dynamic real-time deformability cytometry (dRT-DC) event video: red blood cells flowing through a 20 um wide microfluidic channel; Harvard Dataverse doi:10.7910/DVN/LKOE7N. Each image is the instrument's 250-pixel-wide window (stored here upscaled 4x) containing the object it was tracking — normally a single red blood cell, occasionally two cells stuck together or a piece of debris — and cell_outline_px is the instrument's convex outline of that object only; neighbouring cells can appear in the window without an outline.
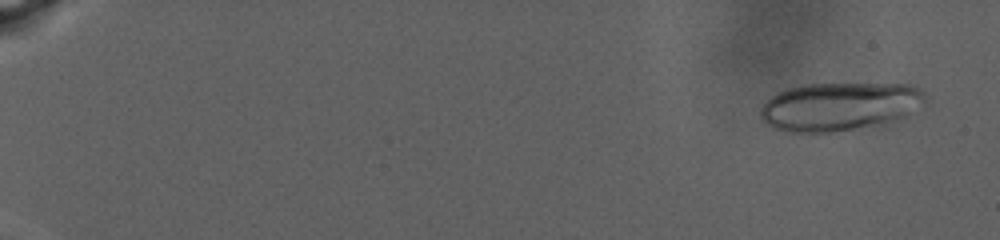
{"species": "human", "species_latin": "Homo sapiens", "temperature_condition": "warm", "stored_images_in_passage": 84, "camera_frame_rate_fps": 3000, "um_per_image_px": 0.085, "donor": {"sex": "male"}, "frame": {"image": 1, "passage_image": 5, "time_ms": 1.333, "image_size_px": [1000, 240], "cell_outline_px": [[928, 100], [908, 116], [888, 128], [832, 132], [784, 132], [772, 128], [760, 120], [760, 108], [772, 96], [788, 88], [808, 84], [908, 84], [920, 88], [924, 92]], "centroid_in_image_um": [71.47, 9.11], "position_along_channel_um": 13.5, "area_um2": 48.21}}
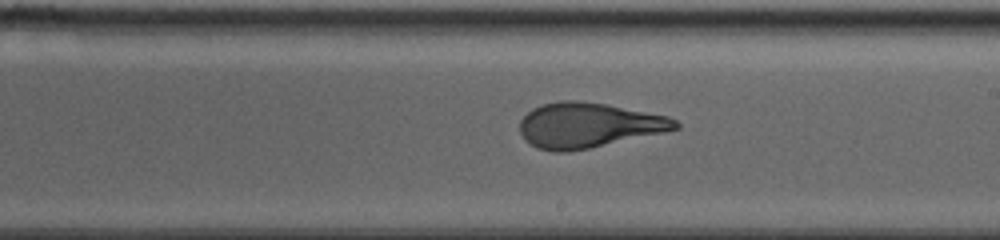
{"frame": {"image": 2, "passage_image": 54, "time_ms": 17.667, "image_size_px": [1000, 240], "cell_outline_px": [[680, 128], [588, 148], [568, 152], [556, 152], [536, 148], [524, 140], [520, 132], [520, 120], [532, 108], [544, 104], [560, 100], [580, 100], [608, 104], [668, 116], [676, 120], [680, 124]], "centroid_in_image_um": [49.98, 10.63], "position_along_channel_um": 239.0, "area_um2": 40.69}}
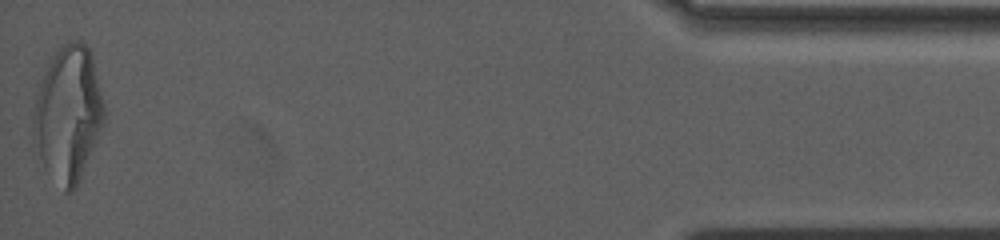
{"frame": {"image": 3, "passage_image": 84, "time_ms": 27.667, "image_size_px": [1000, 240], "cell_outline_px": [[104, 124], [80, 180], [76, 188], [72, 192], [64, 192], [44, 168], [32, 136], [32, 120], [36, 96], [40, 84], [52, 56], [60, 44], [68, 40], [80, 40], [92, 52], [104, 104]], "centroid_in_image_um": [5.8, 9.68], "position_along_channel_um": 429.4, "area_um2": 56.12}, "authors_computed_cell_mechanics": {"area_um2": 43.0321, "velocity_mm_per_s": 2.6175, "shape_relaxation_time_tau1_ms": 9.551, "shape_relaxation_time_tau2_ms": 1.354, "deformation_change_tau1": 0.2787, "deformation_change_tau2": 0.0928}}